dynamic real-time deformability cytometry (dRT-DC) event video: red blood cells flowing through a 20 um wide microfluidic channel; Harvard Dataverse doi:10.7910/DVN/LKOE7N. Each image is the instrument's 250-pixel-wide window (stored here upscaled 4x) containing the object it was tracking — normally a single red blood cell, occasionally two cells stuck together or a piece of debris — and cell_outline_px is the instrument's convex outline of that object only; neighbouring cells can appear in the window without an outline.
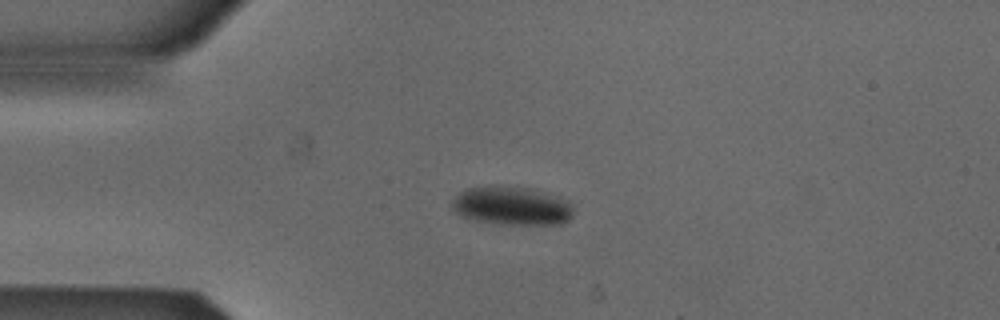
{"species": "Egyptian fruit bat (a non-hibernating species)", "species_latin": "Rousettus aegyptiacus", "temperature_condition": "cold", "stored_images_in_passage": 5, "camera_frame_rate_fps": 3000, "um_per_image_px": 0.085, "animal": {"sex": "male"}, "frame": {"image": 1, "passage_image": 2, "time_ms": 0.333, "image_size_px": [1000, 320], "cell_outline_px": [[572, 216], [564, 224], [496, 224], [468, 220], [460, 216], [452, 208], [452, 200], [460, 192], [468, 188], [488, 184], [528, 188], [556, 196], [568, 200], [572, 204]], "centroid_in_image_um": [43.45, 17.5], "position_along_channel_um": 41.5, "area_um2": 27.74}}
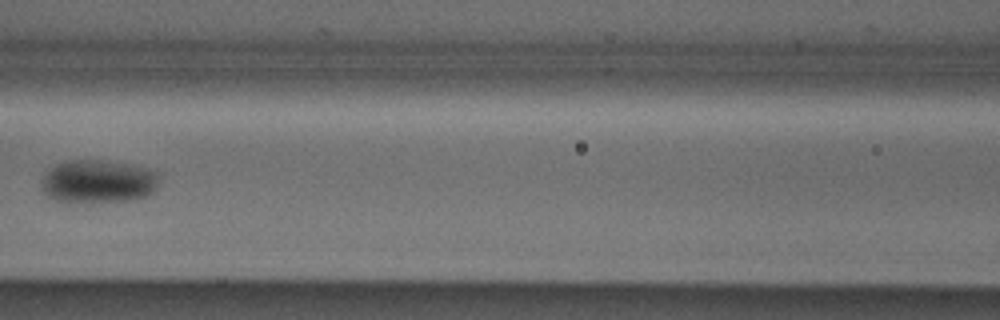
{"frame": {"image": 2, "passage_image": 5, "time_ms": 1.333, "image_size_px": [1000, 320], "cell_outline_px": [[160, 180], [156, 188], [148, 196], [132, 200], [92, 204], [68, 204], [56, 200], [48, 196], [40, 188], [44, 176], [56, 164], [68, 160], [100, 160], [128, 164], [156, 172], [160, 176]], "centroid_in_image_um": [8.33, 15.48], "position_along_channel_um": 158.3, "area_um2": 30.29}}